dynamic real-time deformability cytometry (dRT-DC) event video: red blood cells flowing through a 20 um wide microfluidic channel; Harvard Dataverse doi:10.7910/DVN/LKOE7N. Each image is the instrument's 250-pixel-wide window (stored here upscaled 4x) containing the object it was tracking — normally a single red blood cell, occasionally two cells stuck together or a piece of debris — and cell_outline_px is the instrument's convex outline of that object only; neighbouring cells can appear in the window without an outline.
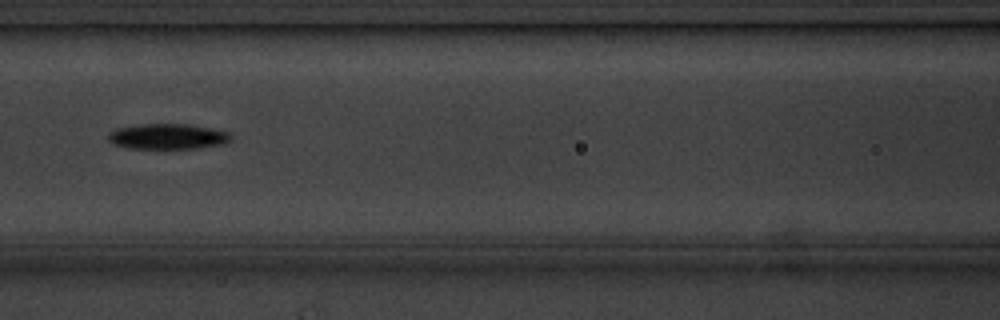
{"species": "common noctule bat (a hibernating species)", "species_latin": "Nyctalus noctula", "temperature_condition": "cold", "stored_images_in_passage": 8, "camera_frame_rate_fps": 3000, "um_per_image_px": 0.085, "animal": {"sex": "male", "body_mass_g": 20.1, "forearm_length_mm": 53.5}, "frame": {"image": 1, "passage_image": 7, "time_ms": 6.667, "image_size_px": [1000, 320], "cell_outline_px": [[232, 140], [224, 144], [196, 148], [128, 148], [112, 144], [108, 140], [108, 132], [116, 128], [140, 124], [188, 124], [228, 132], [232, 136]], "centroid_in_image_um": [14.22, 11.6], "position_along_channel_um": 152.4, "area_um2": 18.21}}